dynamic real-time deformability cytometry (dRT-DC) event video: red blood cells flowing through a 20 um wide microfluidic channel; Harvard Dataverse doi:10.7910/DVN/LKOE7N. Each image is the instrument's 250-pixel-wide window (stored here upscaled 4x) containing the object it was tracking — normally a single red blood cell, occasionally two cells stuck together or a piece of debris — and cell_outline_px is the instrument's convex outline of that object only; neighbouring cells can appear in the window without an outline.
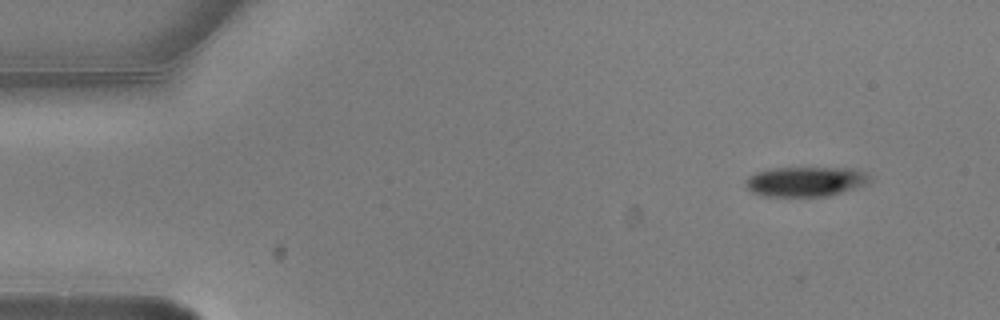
{"species": "common noctule bat (a hibernating species)", "species_latin": "Nyctalus noctula", "temperature_condition": "warm", "stored_images_in_passage": 5, "camera_frame_rate_fps": 3000, "um_per_image_px": 0.085, "animal": {"sex": "male", "body_mass_g": 20.5, "forearm_length_mm": 52.5}, "frame": {"image": 1, "passage_image": 2, "time_ms": 0.333, "image_size_px": [1000, 320], "cell_outline_px": [[872, 180], [868, 184], [856, 188], [828, 196], [764, 196], [752, 192], [744, 184], [744, 180], [748, 176], [756, 172], [772, 168], [856, 168], [872, 176]], "centroid_in_image_um": [68.5, 15.42], "position_along_channel_um": 16.5, "area_um2": 21.85}}
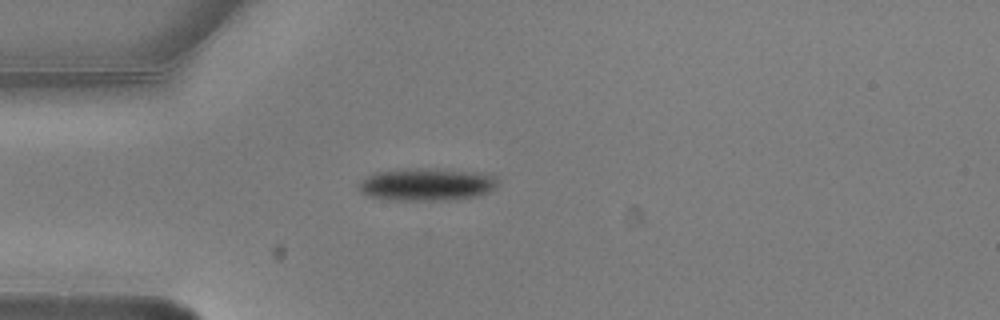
{"frame": {"image": 2, "passage_image": 5, "time_ms": 1.333, "image_size_px": [1000, 320], "cell_outline_px": [[500, 184], [496, 188], [488, 192], [476, 196], [448, 200], [392, 200], [368, 196], [360, 192], [356, 188], [364, 176], [372, 172], [400, 168], [440, 168], [492, 172], [500, 180]], "centroid_in_image_um": [36.32, 15.64], "position_along_channel_um": 48.7, "area_um2": 27.63}}